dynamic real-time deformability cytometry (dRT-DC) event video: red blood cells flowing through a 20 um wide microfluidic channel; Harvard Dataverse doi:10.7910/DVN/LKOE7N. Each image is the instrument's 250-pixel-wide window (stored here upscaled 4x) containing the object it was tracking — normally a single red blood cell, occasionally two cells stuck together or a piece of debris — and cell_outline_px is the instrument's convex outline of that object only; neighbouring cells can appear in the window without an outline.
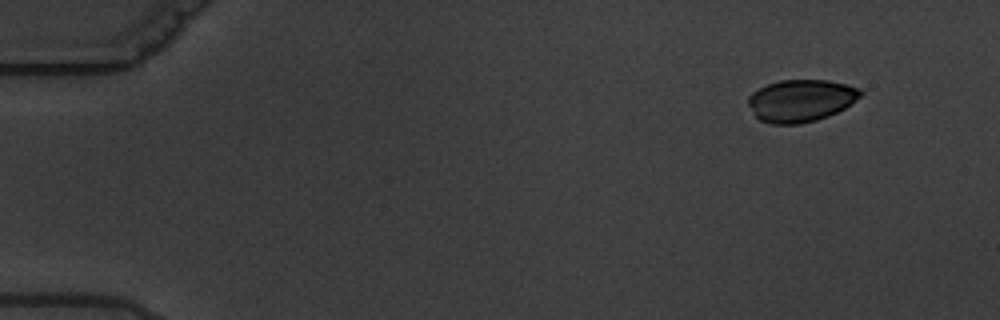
{"species": "common noctule bat (a hibernating species)", "species_latin": "Nyctalus noctula", "temperature_condition": "warm", "stored_images_in_passage": 8, "camera_frame_rate_fps": 3000, "um_per_image_px": 0.085, "animal": {"sex": "male", "body_mass_g": 19.5, "forearm_length_mm": 54.6}, "frame": {"image": 1, "passage_image": 1, "time_ms": 0.0, "image_size_px": [1000, 320], "cell_outline_px": [[864, 92], [860, 96], [844, 108], [828, 116], [816, 120], [800, 124], [772, 124], [760, 120], [756, 116], [748, 104], [748, 96], [752, 92], [768, 84], [780, 80], [828, 80], [860, 88]], "centroid_in_image_um": [68.06, 8.55], "position_along_channel_um": 16.9, "area_um2": 27.46}}